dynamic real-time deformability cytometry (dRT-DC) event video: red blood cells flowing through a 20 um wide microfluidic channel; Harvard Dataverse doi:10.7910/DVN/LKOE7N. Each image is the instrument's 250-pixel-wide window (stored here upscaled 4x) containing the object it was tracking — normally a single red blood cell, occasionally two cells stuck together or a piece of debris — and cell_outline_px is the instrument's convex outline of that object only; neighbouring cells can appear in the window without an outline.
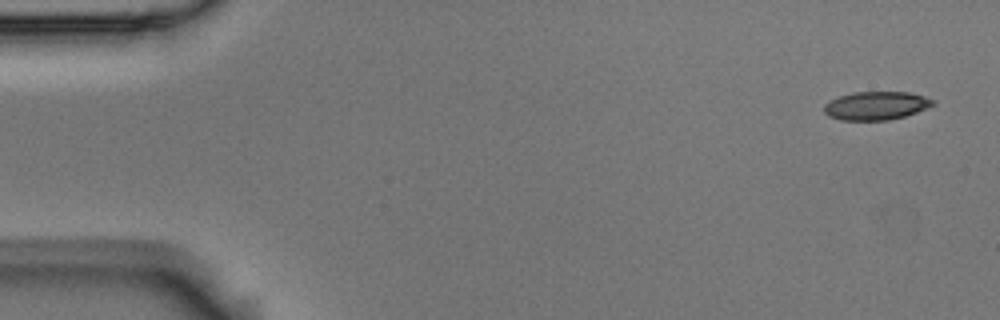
{"species": "Egyptian fruit bat (a non-hibernating species)", "species_latin": "Rousettus aegyptiacus", "temperature_condition": "room temperature", "stored_images_in_passage": 5, "camera_frame_rate_fps": 3000, "um_per_image_px": 0.085, "animal": {"sex": "male"}, "frame": {"image": 1, "passage_image": 1, "time_ms": 0.0, "image_size_px": [1000, 320], "cell_outline_px": [[936, 104], [916, 112], [904, 116], [888, 120], [840, 120], [828, 116], [824, 112], [824, 104], [840, 96], [852, 92], [908, 92], [924, 96], [936, 100]], "centroid_in_image_um": [74.48, 8.98], "position_along_channel_um": 10.5, "area_um2": 17.98}}
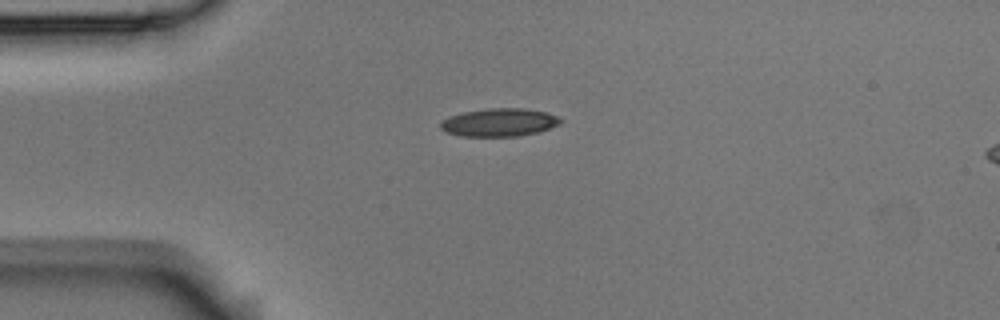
{"frame": {"image": 2, "passage_image": 4, "time_ms": 1.0, "image_size_px": [1000, 320], "cell_outline_px": [[564, 120], [560, 124], [536, 132], [516, 136], [460, 136], [448, 132], [440, 128], [440, 124], [444, 120], [452, 116], [464, 112], [488, 108], [524, 108], [548, 112], [560, 116]], "centroid_in_image_um": [42.5, 10.39], "position_along_channel_um": 42.5, "area_um2": 19.48}}